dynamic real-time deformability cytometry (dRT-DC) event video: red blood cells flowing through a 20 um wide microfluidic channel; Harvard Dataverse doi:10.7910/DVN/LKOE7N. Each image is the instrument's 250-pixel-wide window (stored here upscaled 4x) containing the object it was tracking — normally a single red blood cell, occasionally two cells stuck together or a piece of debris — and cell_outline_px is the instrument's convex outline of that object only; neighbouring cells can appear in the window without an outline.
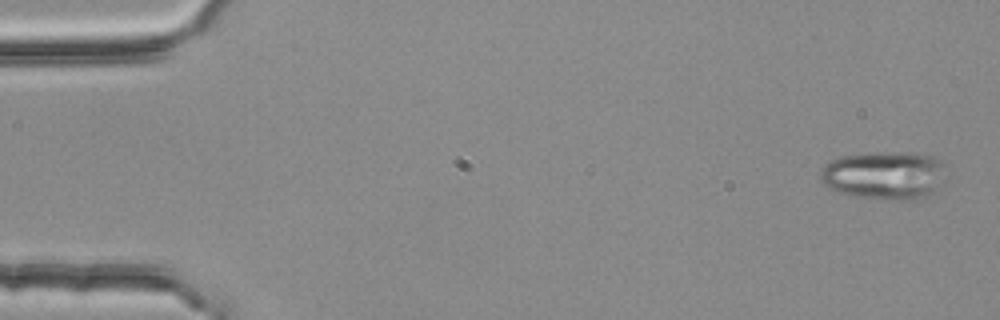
{"species": "common noctule bat (a hibernating species)", "species_latin": "Nyctalus noctula", "temperature_condition": "room temperature", "stored_images_in_passage": 4, "camera_frame_rate_fps": 3000, "um_per_image_px": 0.085, "animal": {"sex": "female", "body_mass_g": 25.1}, "frame": {"image": 1, "passage_image": 1, "time_ms": 0.0, "image_size_px": [1000, 320], "cell_outline_px": [[944, 164], [936, 188], [932, 192], [916, 200], [896, 200], [852, 196], [840, 192], [824, 184], [820, 180], [820, 168], [824, 164], [840, 156], [880, 152], [908, 152], [932, 156], [940, 160]], "centroid_in_image_um": [75.09, 14.89], "position_along_channel_um": 9.9, "area_um2": 34.91}}